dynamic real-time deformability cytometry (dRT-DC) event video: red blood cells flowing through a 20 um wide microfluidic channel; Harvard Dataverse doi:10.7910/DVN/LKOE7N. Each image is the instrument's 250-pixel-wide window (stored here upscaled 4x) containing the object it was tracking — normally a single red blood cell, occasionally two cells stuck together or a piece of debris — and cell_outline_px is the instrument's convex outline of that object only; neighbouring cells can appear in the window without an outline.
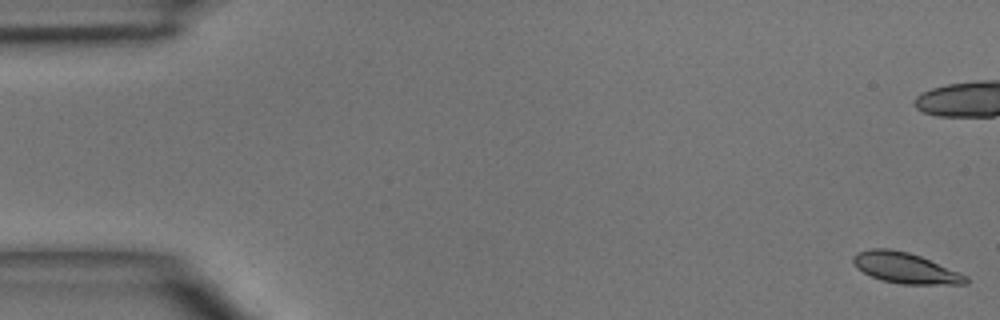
{"species": "common noctule bat (a hibernating species)", "species_latin": "Nyctalus noctula", "temperature_condition": "room temperature", "stored_images_in_passage": 8, "camera_frame_rate_fps": 3000, "um_per_image_px": 0.085, "animal": {"sex": "male", "body_mass_g": 15.6}, "frame": {"image": 1, "passage_image": 1, "time_ms": 0.0, "image_size_px": [1000, 320], "cell_outline_px": [[968, 284], [900, 284], [880, 280], [856, 268], [852, 260], [852, 256], [856, 252], [872, 248], [888, 248], [908, 252], [920, 256], [960, 272], [968, 276]], "centroid_in_image_um": [76.94, 22.77], "position_along_channel_um": 8.1, "area_um2": 20.23}}